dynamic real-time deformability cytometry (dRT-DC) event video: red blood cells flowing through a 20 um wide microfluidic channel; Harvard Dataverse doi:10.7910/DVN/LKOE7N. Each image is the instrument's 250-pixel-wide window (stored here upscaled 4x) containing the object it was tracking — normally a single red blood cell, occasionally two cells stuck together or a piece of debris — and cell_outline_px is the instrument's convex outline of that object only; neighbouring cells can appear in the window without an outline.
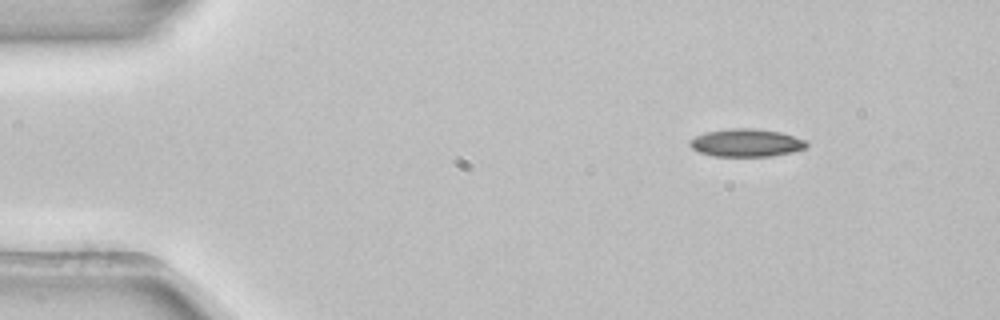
{"species": "common noctule bat (a hibernating species)", "species_latin": "Nyctalus noctula", "temperature_condition": "room temperature", "stored_images_in_passage": 3, "camera_frame_rate_fps": 3000, "um_per_image_px": 0.085, "animal": {"sex": "female", "body_mass_g": 22.7, "forearm_length_mm": 54.2}, "frame": {"image": 1, "passage_image": 1, "time_ms": 0.0, "image_size_px": [1000, 320], "cell_outline_px": [[808, 144], [804, 148], [792, 152], [772, 156], [712, 156], [700, 152], [692, 148], [688, 144], [688, 140], [696, 136], [708, 132], [728, 128], [752, 128], [780, 132], [804, 140]], "centroid_in_image_um": [63.39, 12.14], "position_along_channel_um": 21.6, "area_um2": 18.79}}
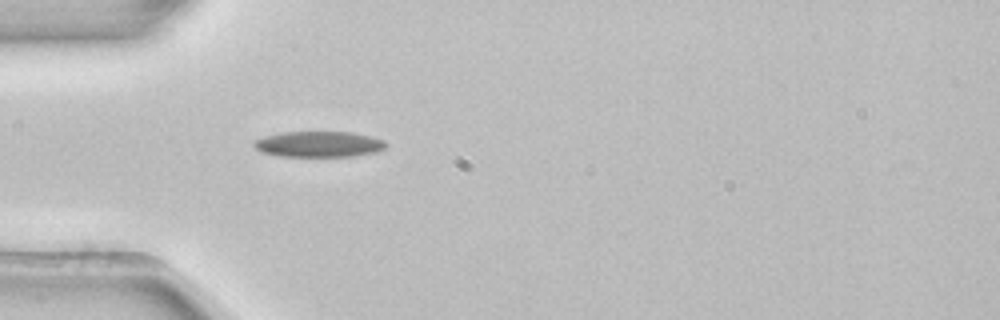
{"frame": {"image": 2, "passage_image": 3, "time_ms": 0.667, "image_size_px": [1000, 320], "cell_outline_px": [[388, 144], [384, 148], [376, 152], [352, 156], [280, 156], [260, 152], [252, 144], [256, 140], [264, 136], [280, 132], [352, 132], [372, 136], [384, 140]], "centroid_in_image_um": [27.1, 12.25], "position_along_channel_um": 57.9, "area_um2": 19.88}}